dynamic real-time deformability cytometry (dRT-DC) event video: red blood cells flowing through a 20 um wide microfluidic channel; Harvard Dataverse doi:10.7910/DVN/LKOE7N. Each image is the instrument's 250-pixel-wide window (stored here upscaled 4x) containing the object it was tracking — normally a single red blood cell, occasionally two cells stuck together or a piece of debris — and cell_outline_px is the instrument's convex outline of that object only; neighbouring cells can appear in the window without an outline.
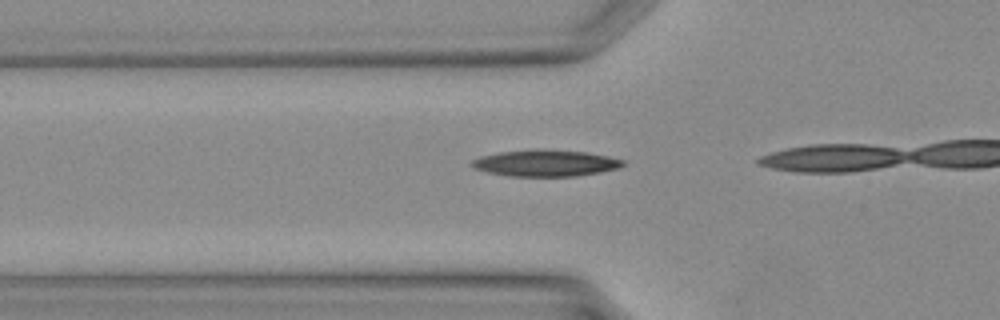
{"species": "Egyptian fruit bat (a non-hibernating species)", "species_latin": "Rousettus aegyptiacus", "temperature_condition": "warm", "stored_images_in_passage": 7, "camera_frame_rate_fps": 3000, "um_per_image_px": 0.085, "animal": {"sex": "female"}, "frame": {"image": 1, "passage_image": 5, "time_ms": 1.333, "image_size_px": [1000, 320], "cell_outline_px": [[624, 164], [620, 168], [600, 172], [576, 176], [508, 176], [484, 172], [472, 168], [468, 164], [472, 160], [480, 156], [500, 152], [536, 148], [588, 152], [608, 156], [624, 160]], "centroid_in_image_um": [46.32, 13.86], "position_along_channel_um": 79.5, "area_um2": 23.76}}